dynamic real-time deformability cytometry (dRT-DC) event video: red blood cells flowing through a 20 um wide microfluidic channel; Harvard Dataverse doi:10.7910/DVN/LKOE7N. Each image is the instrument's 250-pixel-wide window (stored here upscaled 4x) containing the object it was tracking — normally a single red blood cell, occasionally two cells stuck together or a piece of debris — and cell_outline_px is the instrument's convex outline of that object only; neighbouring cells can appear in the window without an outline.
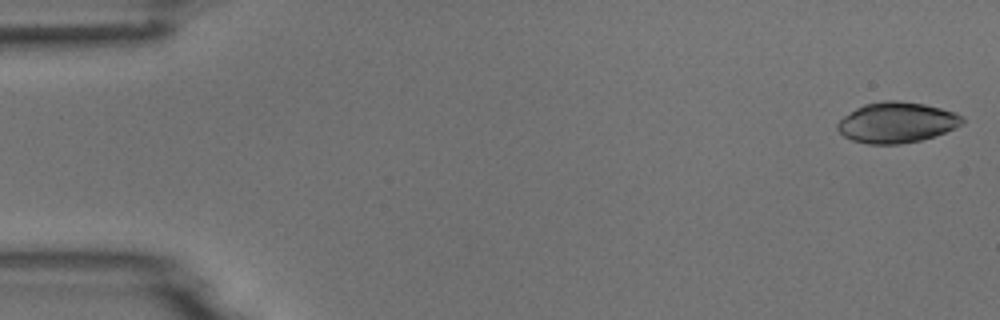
{"species": "common noctule bat (a hibernating species)", "species_latin": "Nyctalus noctula", "temperature_condition": "room temperature", "stored_images_in_passage": 5, "camera_frame_rate_fps": 3000, "um_per_image_px": 0.085, "animal": {"sex": "male", "body_mass_g": 18.8}, "frame": {"image": 1, "passage_image": 1, "time_ms": 0.0, "image_size_px": [1000, 320], "cell_outline_px": [[964, 124], [956, 128], [936, 136], [920, 140], [900, 144], [868, 144], [852, 140], [844, 136], [836, 128], [836, 124], [844, 116], [856, 108], [864, 104], [884, 100], [896, 100], [924, 104], [956, 112], [964, 116]], "centroid_in_image_um": [76.25, 10.41], "position_along_channel_um": 8.7, "area_um2": 29.77}}